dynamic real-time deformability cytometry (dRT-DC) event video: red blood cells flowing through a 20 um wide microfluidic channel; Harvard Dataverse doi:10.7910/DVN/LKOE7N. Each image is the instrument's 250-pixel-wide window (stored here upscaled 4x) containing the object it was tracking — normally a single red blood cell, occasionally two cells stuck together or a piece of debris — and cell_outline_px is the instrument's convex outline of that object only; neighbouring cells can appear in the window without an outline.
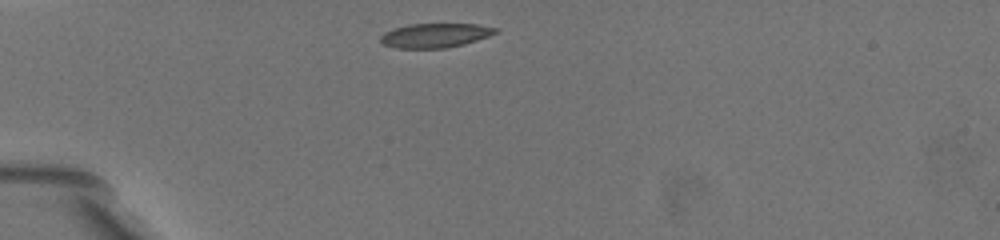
{"species": "common noctule bat (a hibernating species)", "species_latin": "Nyctalus noctula", "temperature_condition": "warm", "stored_images_in_passage": 41, "camera_frame_rate_fps": 3000, "um_per_image_px": 0.085, "animal": {"sex": "female", "body_mass_g": 19.5, "forearm_length_mm": 54.1}, "frame": {"image": 1, "passage_image": 1, "time_ms": 0.0, "image_size_px": [1000, 240], "cell_outline_px": [[500, 32], [464, 44], [448, 48], [396, 48], [384, 44], [380, 40], [380, 36], [384, 32], [392, 28], [408, 24], [476, 24], [500, 28]], "centroid_in_image_um": [37.0, 3.0], "position_along_channel_um": 48.0, "area_um2": 16.42}}
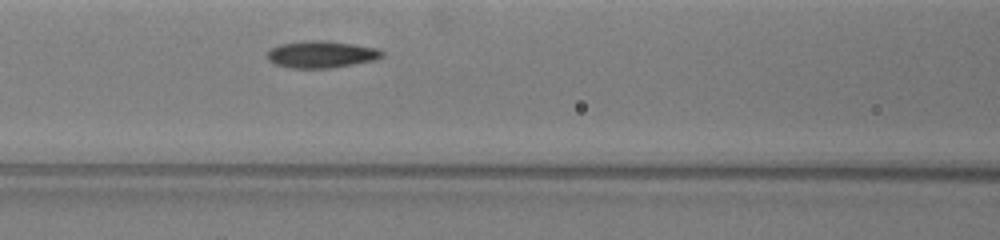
{"frame": {"image": 2, "passage_image": 15, "time_ms": 3.333, "image_size_px": [1000, 240], "cell_outline_px": [[384, 56], [376, 60], [332, 68], [288, 68], [272, 64], [268, 60], [268, 52], [272, 48], [280, 44], [308, 40], [324, 40], [352, 44], [376, 48], [384, 52]], "centroid_in_image_um": [27.31, 4.63], "position_along_channel_um": 139.3, "area_um2": 18.15}}
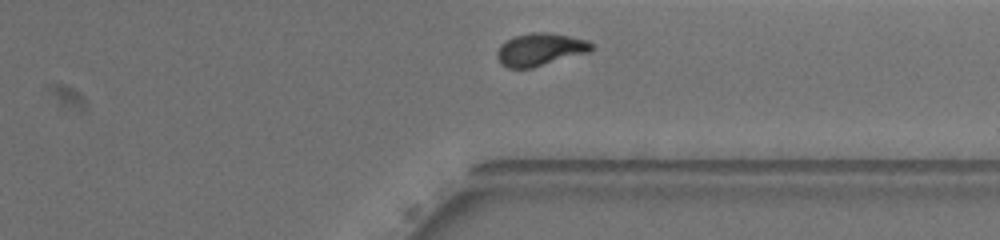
{"frame": {"image": 3, "passage_image": 38, "time_ms": 9.667, "image_size_px": [1000, 240], "cell_outline_px": [[592, 48], [588, 52], [532, 68], [508, 68], [500, 64], [496, 56], [496, 52], [500, 44], [516, 36], [536, 32], [548, 32], [568, 36], [584, 40], [592, 44]], "centroid_in_image_um": [45.85, 4.22], "position_along_channel_um": 365.6, "area_um2": 17.63}, "authors_computed_cell_mechanics": {"area_um2": 17.629, "velocity_mm_per_s": 3.5761, "shape_relaxation_time_tau1_ms": 4.2883, "shape_relaxation_time_tau2_ms": 1.4243, "deformation_change_tau1": 0.1624, "deformation_change_tau2": 0.0671}}